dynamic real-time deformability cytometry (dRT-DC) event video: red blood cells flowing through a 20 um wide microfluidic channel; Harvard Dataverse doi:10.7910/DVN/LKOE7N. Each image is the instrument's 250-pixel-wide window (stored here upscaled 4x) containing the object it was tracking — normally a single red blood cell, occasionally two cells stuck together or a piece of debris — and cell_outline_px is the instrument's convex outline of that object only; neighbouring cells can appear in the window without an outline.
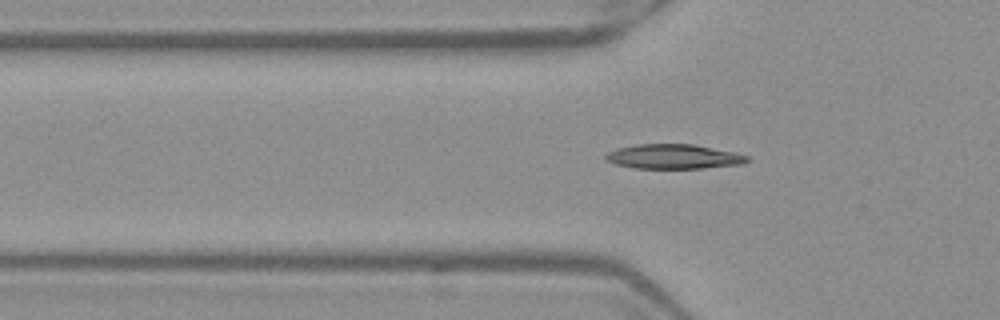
{"species": "Egyptian fruit bat (a non-hibernating species)", "species_latin": "Rousettus aegyptiacus", "temperature_condition": "warm", "stored_images_in_passage": 42, "camera_frame_rate_fps": 3000, "um_per_image_px": 0.085, "frame": {"image": 1, "passage_image": 12, "time_ms": 3.667, "image_size_px": [1000, 320], "cell_outline_px": [[748, 160], [744, 164], [704, 168], [632, 168], [616, 164], [604, 160], [604, 156], [608, 152], [616, 148], [636, 144], [692, 144], [736, 152], [748, 156]], "centroid_in_image_um": [57.24, 13.31], "position_along_channel_um": 68.6, "area_um2": 20.4}}
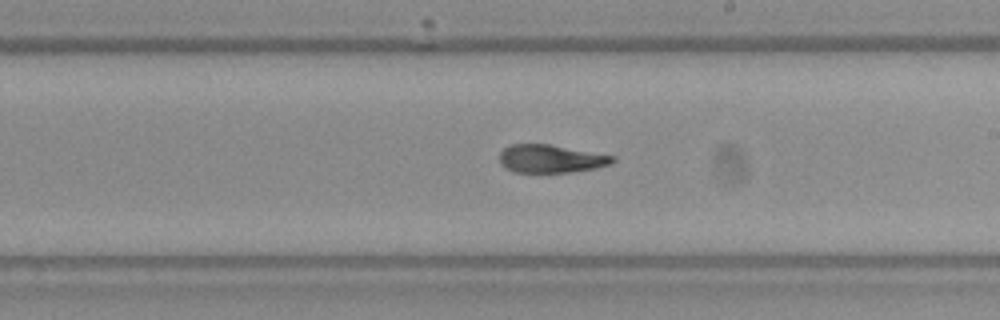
{"frame": {"image": 2, "passage_image": 25, "time_ms": 8.0, "image_size_px": [1000, 320], "cell_outline_px": [[616, 160], [612, 164], [596, 168], [572, 172], [512, 172], [500, 164], [500, 152], [504, 148], [512, 144], [552, 144], [616, 156]], "centroid_in_image_um": [46.86, 13.49], "position_along_channel_um": 242.1, "area_um2": 18.73}}
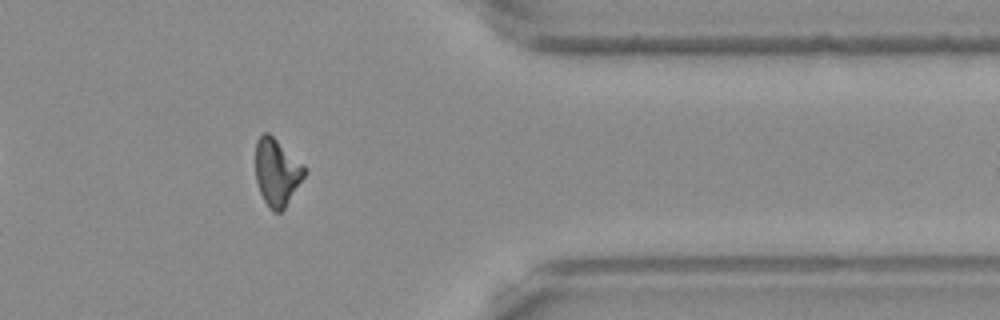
{"frame": {"image": 3, "passage_image": 37, "time_ms": 12.0, "image_size_px": [1000, 320], "cell_outline_px": [[304, 176], [284, 208], [280, 212], [272, 212], [264, 200], [260, 192], [256, 180], [256, 140], [264, 132], [268, 132], [304, 164]], "centroid_in_image_um": [23.51, 14.62], "position_along_channel_um": 387.9, "area_um2": 18.84}}